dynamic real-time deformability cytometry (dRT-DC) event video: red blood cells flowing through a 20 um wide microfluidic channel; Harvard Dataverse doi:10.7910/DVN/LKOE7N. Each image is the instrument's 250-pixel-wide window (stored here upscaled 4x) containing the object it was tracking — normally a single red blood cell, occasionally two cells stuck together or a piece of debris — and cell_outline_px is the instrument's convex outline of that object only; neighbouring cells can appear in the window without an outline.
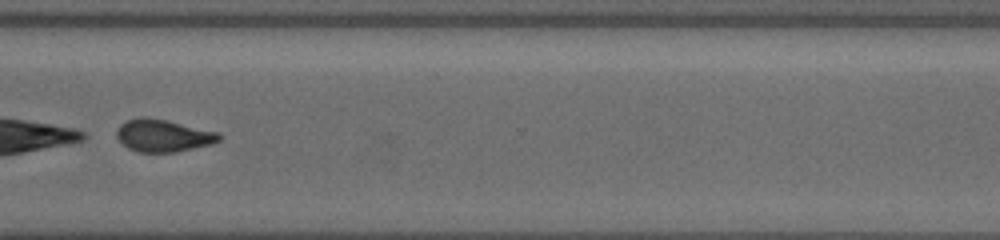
{"species": "common noctule bat (a hibernating species)", "species_latin": "Nyctalus noctula", "temperature_condition": "cold", "stored_images_in_passage": 33, "camera_frame_rate_fps": 3000, "um_per_image_px": 0.085, "animal": {"sex": "female", "body_mass_g": 19.5, "forearm_length_mm": 54.1}, "frame": {"image": 1, "passage_image": 29, "time_ms": 8.667, "image_size_px": [1000, 240], "cell_outline_px": [[220, 140], [212, 144], [176, 152], [140, 152], [128, 148], [116, 136], [116, 132], [120, 124], [128, 120], [140, 116], [148, 116], [220, 132]], "centroid_in_image_um": [13.88, 11.51], "position_along_channel_um": 356.7, "area_um2": 19.36}, "authors_computed_cell_mechanics": {"area_um2": 20.2878, "velocity_mm_per_s": 3.8922, "shape_relaxation_time_tau1_ms": 5.881, "shape_relaxation_time_tau2_ms": 3.9006, "deformation_change_tau1": 0.1393, "deformation_change_tau2": 0.0978}}